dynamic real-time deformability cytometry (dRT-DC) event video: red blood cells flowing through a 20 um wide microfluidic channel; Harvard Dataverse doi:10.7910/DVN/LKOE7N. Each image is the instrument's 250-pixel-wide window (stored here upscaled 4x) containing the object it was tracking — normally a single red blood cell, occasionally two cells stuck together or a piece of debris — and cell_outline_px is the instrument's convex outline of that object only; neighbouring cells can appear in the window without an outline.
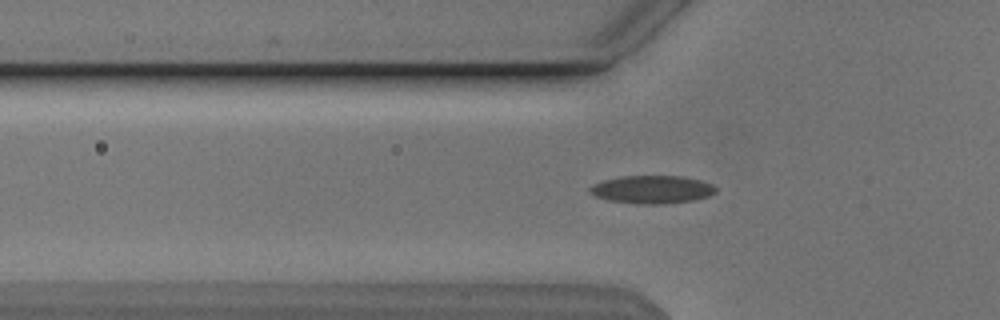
{"species": "Egyptian fruit bat (a non-hibernating species)", "species_latin": "Rousettus aegyptiacus", "temperature_condition": "cold", "stored_images_in_passage": 47, "segment_of_instrument_passage": [1, 2], "camera_frame_rate_fps": 3000, "um_per_image_px": 0.085, "animal": {"sex": "male"}, "frame": {"image": 1, "passage_image": 10, "time_ms": 3.0, "image_size_px": [1000, 320], "cell_outline_px": [[716, 192], [708, 196], [692, 200], [664, 204], [636, 204], [608, 200], [596, 196], [588, 192], [588, 188], [592, 184], [604, 180], [624, 176], [680, 176], [700, 180], [712, 184], [716, 188]], "centroid_in_image_um": [55.4, 16.11], "position_along_channel_um": 70.4, "area_um2": 20.52}}
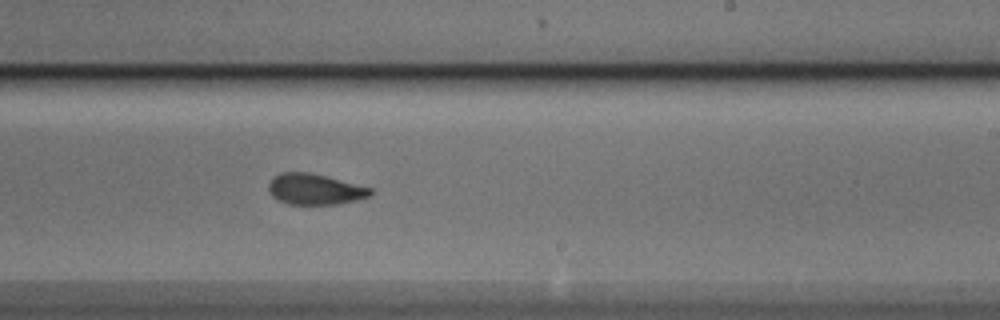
{"frame": {"image": 2, "passage_image": 25, "time_ms": 8.0, "image_size_px": [1000, 320], "cell_outline_px": [[372, 192], [368, 196], [356, 200], [336, 204], [288, 204], [276, 200], [268, 192], [268, 184], [280, 172], [308, 172], [372, 188]], "centroid_in_image_um": [26.71, 16.09], "position_along_channel_um": 262.3, "area_um2": 18.09}}
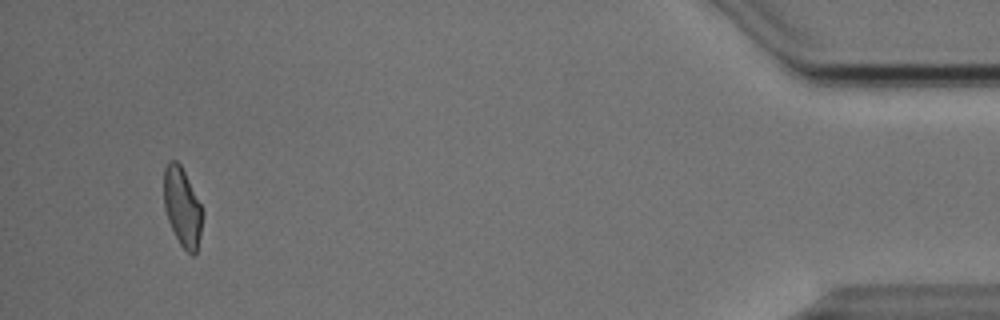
{"frame": {"image": 3, "passage_image": 43, "time_ms": 14.0, "image_size_px": [1000, 320], "cell_outline_px": [[204, 212], [200, 236], [196, 252], [192, 256], [180, 244], [168, 220], [164, 208], [164, 168], [168, 160], [176, 160], [180, 164]], "centroid_in_image_um": [15.49, 17.59], "position_along_channel_um": 419.7, "area_um2": 17.57}}